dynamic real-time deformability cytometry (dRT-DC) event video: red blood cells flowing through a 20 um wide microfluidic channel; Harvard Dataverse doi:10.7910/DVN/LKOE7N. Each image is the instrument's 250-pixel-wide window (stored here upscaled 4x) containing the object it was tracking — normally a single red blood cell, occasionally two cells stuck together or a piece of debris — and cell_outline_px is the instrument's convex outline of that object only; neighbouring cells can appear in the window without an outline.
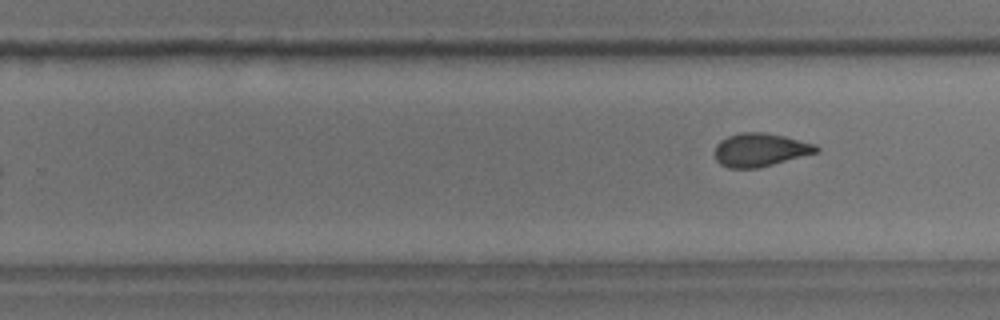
{"species": "common noctule bat (a hibernating species)", "species_latin": "Nyctalus noctula", "temperature_condition": "room temperature", "stored_images_in_passage": 7, "camera_frame_rate_fps": 3000, "um_per_image_px": 0.085, "animal": {"sex": "male", "body_mass_g": 18.8}, "frame": {"image": 1, "passage_image": 7, "time_ms": 7.0, "image_size_px": [1000, 320], "cell_outline_px": [[820, 152], [760, 168], [728, 168], [720, 164], [716, 160], [716, 144], [720, 140], [728, 136], [740, 132], [764, 132], [784, 136], [816, 144], [820, 148]], "centroid_in_image_um": [64.65, 12.74], "position_along_channel_um": 265.2, "area_um2": 19.94}}